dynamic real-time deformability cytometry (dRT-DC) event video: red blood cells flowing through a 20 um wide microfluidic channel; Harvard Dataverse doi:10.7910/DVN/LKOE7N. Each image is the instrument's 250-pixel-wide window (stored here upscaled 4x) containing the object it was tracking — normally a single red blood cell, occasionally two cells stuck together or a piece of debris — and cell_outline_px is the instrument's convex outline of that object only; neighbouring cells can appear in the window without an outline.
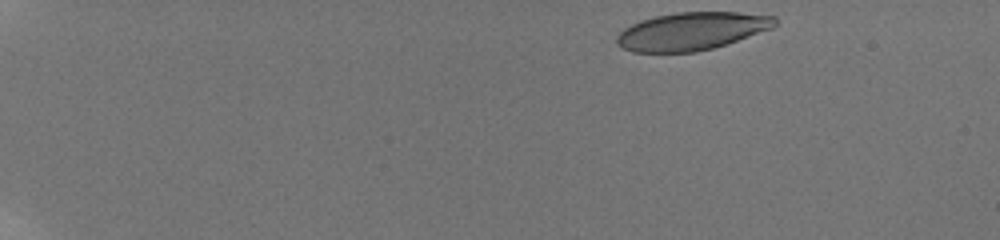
{"species": "human", "species_latin": "Homo sapiens", "temperature_condition": "room temperature", "stored_images_in_passage": 26, "camera_frame_rate_fps": 3000, "um_per_image_px": 0.085, "donor": {"sex": "male"}, "frame": {"image": 1, "passage_image": 1, "time_ms": 0.0, "image_size_px": [1000, 240], "cell_outline_px": [[776, 24], [772, 28], [728, 44], [696, 52], [632, 52], [616, 44], [616, 36], [624, 28], [640, 20], [656, 16], [676, 12], [740, 12], [776, 16]], "centroid_in_image_um": [58.79, 2.65], "position_along_channel_um": 26.2, "area_um2": 34.97}}
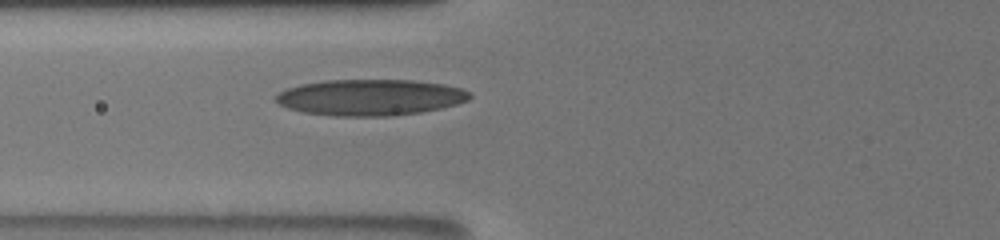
{"frame": {"image": 2, "passage_image": 21, "time_ms": 5.667, "image_size_px": [1000, 240], "cell_outline_px": [[472, 96], [468, 100], [456, 104], [440, 108], [420, 112], [392, 116], [332, 116], [304, 112], [288, 108], [280, 104], [276, 100], [276, 96], [280, 92], [288, 88], [300, 84], [328, 80], [412, 80], [444, 84], [460, 88], [472, 92]], "centroid_in_image_um": [31.5, 8.28], "position_along_channel_um": 94.3, "area_um2": 40.81}}
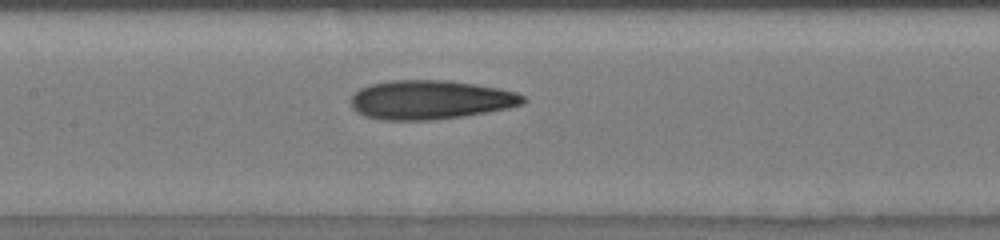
{"frame": {"image": 3, "passage_image": 26, "time_ms": 7.667, "image_size_px": [1000, 240], "cell_outline_px": [[528, 100], [524, 104], [508, 108], [464, 116], [432, 120], [384, 120], [364, 116], [356, 112], [352, 108], [352, 96], [360, 88], [368, 84], [392, 80], [448, 80], [500, 88], [516, 92], [524, 96]], "centroid_in_image_um": [36.59, 8.48], "position_along_channel_um": 170.8, "area_um2": 39.42}}